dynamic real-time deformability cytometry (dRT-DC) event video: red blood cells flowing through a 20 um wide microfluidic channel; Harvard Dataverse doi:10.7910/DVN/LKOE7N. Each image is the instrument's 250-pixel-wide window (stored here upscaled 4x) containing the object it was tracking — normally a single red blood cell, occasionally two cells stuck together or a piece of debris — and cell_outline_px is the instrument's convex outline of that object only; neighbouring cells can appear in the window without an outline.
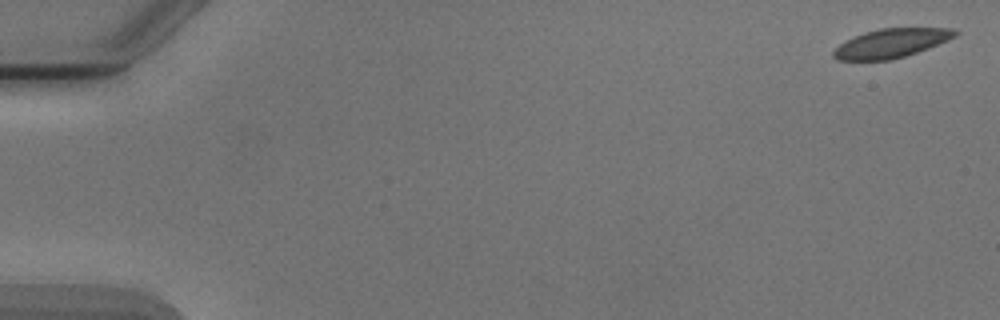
{"species": "Egyptian fruit bat (a non-hibernating species)", "species_latin": "Rousettus aegyptiacus", "temperature_condition": "cold", "stored_images_in_passage": 3, "camera_frame_rate_fps": 3000, "um_per_image_px": 0.085, "animal": {"sex": "male"}, "frame": {"image": 1, "passage_image": 1, "time_ms": 0.0, "image_size_px": [1000, 320], "cell_outline_px": [[960, 32], [956, 36], [948, 40], [928, 48], [904, 56], [888, 60], [836, 60], [832, 56], [832, 52], [840, 44], [864, 32], [880, 28], [952, 28]], "centroid_in_image_um": [75.76, 3.67], "position_along_channel_um": 9.2, "area_um2": 20.35}}